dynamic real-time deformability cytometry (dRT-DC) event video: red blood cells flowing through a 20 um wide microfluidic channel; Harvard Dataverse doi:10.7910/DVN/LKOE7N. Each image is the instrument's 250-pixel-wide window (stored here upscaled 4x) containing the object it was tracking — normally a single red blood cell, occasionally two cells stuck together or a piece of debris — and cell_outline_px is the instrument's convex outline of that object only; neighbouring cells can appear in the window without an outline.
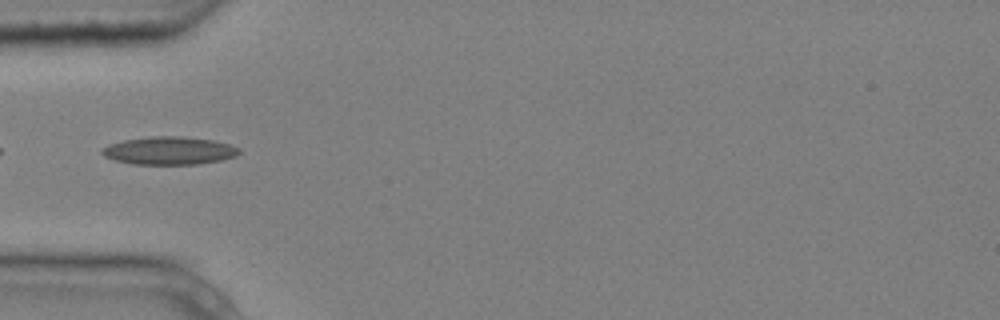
{"species": "common noctule bat (a hibernating species)", "species_latin": "Nyctalus noctula", "temperature_condition": "cold", "stored_images_in_passage": 4, "camera_frame_rate_fps": 3000, "um_per_image_px": 0.085, "animal": {"sex": "male", "body_mass_g": 20.4}, "frame": {"image": 1, "passage_image": 3, "time_ms": 0.667, "image_size_px": [1000, 320], "cell_outline_px": [[240, 152], [236, 156], [220, 160], [196, 164], [132, 164], [116, 160], [104, 156], [100, 152], [100, 148], [108, 144], [124, 140], [152, 136], [180, 136], [212, 140], [228, 144], [240, 148]], "centroid_in_image_um": [14.35, 12.8], "position_along_channel_um": 70.7, "area_um2": 22.25}}
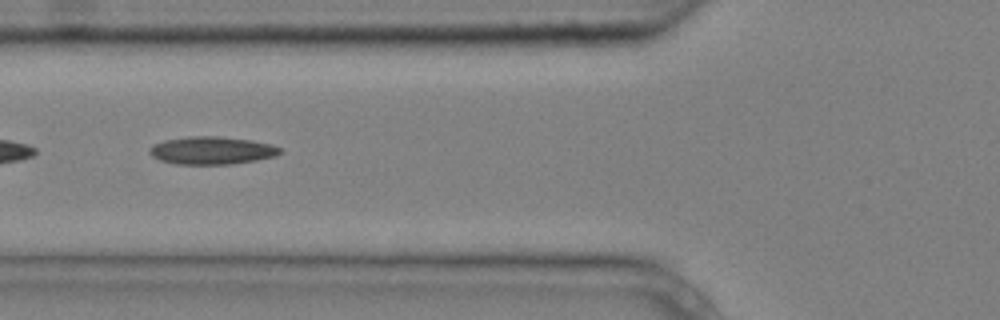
{"frame": {"image": 2, "passage_image": 4, "time_ms": 1.0, "image_size_px": [1000, 320], "cell_outline_px": [[284, 152], [276, 156], [256, 160], [232, 164], [176, 164], [160, 160], [152, 156], [148, 152], [148, 148], [152, 144], [164, 140], [188, 136], [220, 136], [252, 140], [272, 144], [280, 148]], "centroid_in_image_um": [18.0, 12.78], "position_along_channel_um": 107.8, "area_um2": 21.39}}